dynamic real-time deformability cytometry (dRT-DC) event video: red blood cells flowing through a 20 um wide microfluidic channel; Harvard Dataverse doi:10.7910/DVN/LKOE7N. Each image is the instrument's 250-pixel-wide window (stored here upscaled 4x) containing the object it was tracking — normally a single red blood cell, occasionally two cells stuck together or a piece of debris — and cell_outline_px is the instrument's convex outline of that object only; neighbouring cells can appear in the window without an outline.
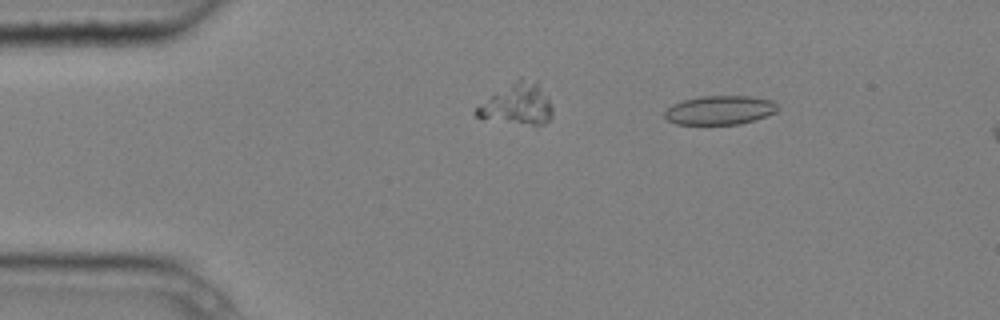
{"species": "common noctule bat (a hibernating species)", "species_latin": "Nyctalus noctula", "temperature_condition": "cold", "stored_images_in_passage": 3, "camera_frame_rate_fps": 3000, "um_per_image_px": 0.085, "animal": {"sex": "male", "body_mass_g": 20.4}, "frame": {"image": 1, "passage_image": 1, "time_ms": 0.0, "image_size_px": [1000, 320], "cell_outline_px": [[780, 108], [776, 112], [740, 124], [676, 124], [668, 120], [664, 116], [664, 112], [672, 104], [684, 100], [700, 96], [748, 96], [772, 100]], "centroid_in_image_um": [61.17, 9.35], "position_along_channel_um": 23.8, "area_um2": 18.96}}